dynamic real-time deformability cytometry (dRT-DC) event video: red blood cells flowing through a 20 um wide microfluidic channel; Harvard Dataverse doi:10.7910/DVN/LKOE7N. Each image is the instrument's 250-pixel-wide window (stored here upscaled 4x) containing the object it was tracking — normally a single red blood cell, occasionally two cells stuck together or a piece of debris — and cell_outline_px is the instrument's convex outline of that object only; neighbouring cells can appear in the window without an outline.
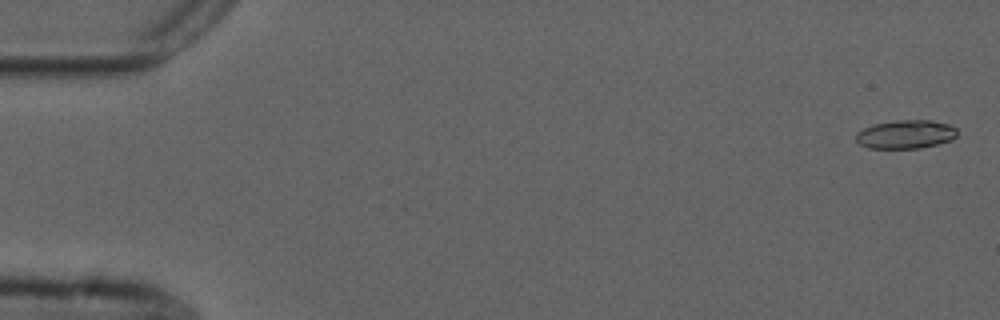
{"species": "common noctule bat (a hibernating species)", "species_latin": "Nyctalus noctula", "temperature_condition": "cold", "stored_images_in_passage": 55, "camera_frame_rate_fps": 3000, "um_per_image_px": 0.085, "animal": {"sex": "male", "forearm_length_mm": 52.5}, "frame": {"image": 1, "passage_image": 2, "time_ms": 0.333, "image_size_px": [1000, 320], "cell_outline_px": [[956, 136], [952, 140], [920, 148], [868, 148], [860, 144], [856, 140], [856, 132], [872, 124], [896, 120], [932, 120], [948, 124], [956, 128]], "centroid_in_image_um": [76.97, 11.41], "position_along_channel_um": 8.0, "area_um2": 16.88}}
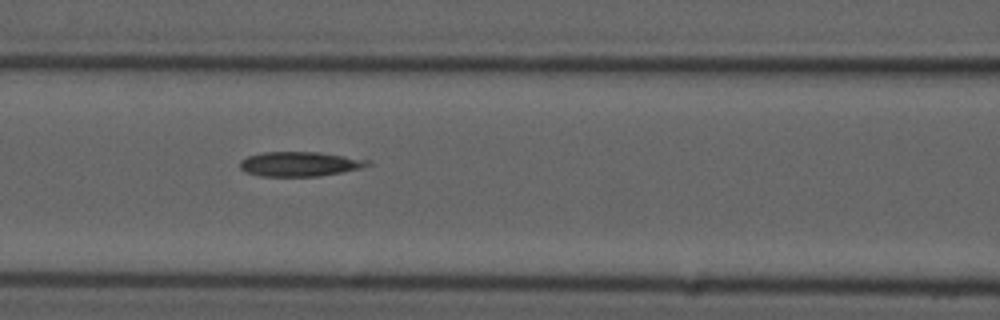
{"frame": {"image": 2, "passage_image": 24, "time_ms": 7.667, "image_size_px": [1000, 320], "cell_outline_px": [[372, 164], [360, 168], [320, 176], [260, 176], [244, 172], [240, 168], [240, 160], [248, 156], [264, 152], [320, 152], [368, 160]], "centroid_in_image_um": [25.43, 13.94], "position_along_channel_um": 141.2, "area_um2": 18.21}}
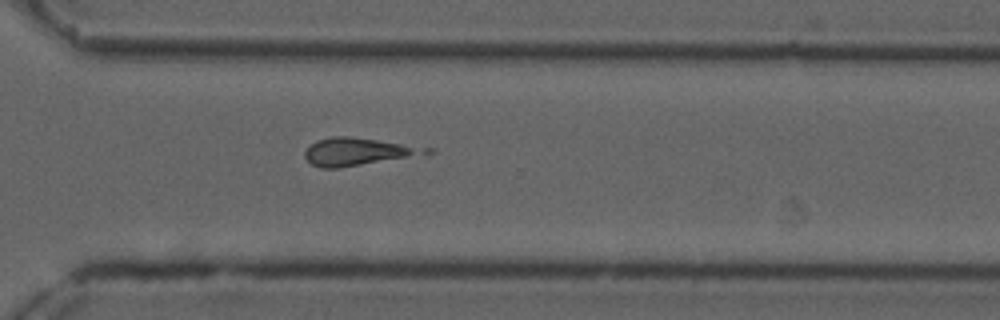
{"frame": {"image": 3, "passage_image": 40, "time_ms": 13.0, "image_size_px": [1000, 320], "cell_outline_px": [[412, 152], [404, 156], [340, 168], [320, 168], [312, 164], [304, 156], [304, 152], [316, 140], [332, 136], [348, 136], [376, 140], [400, 144], [408, 148]], "centroid_in_image_um": [29.87, 12.89], "position_along_channel_um": 340.7, "area_um2": 17.28}, "authors_computed_cell_mechanics": {"area_um2": 17.918, "velocity_mm_per_s": 3.7498, "shape_relaxation_time_tau1_ms": null, "shape_relaxation_time_tau2_ms": 5.0926, "deformation_change_tau1": null, "deformation_change_tau2": 0.1684}}